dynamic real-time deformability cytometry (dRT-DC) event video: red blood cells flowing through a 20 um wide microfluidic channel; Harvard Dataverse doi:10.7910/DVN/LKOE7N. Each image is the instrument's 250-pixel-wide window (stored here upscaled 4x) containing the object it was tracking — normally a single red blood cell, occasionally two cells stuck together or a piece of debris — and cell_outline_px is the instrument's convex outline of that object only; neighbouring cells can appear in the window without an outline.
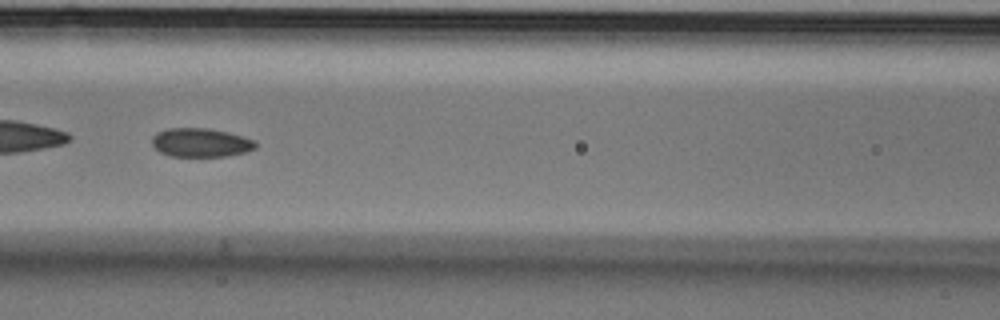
{"species": "Egyptian fruit bat (a non-hibernating species)", "species_latin": "Rousettus aegyptiacus", "temperature_condition": "cold", "stored_images_in_passage": 54, "camera_frame_rate_fps": 3000, "um_per_image_px": 0.085, "animal": {"sex": "male"}, "frame": {"image": 1, "passage_image": 24, "time_ms": 7.667, "image_size_px": [1000, 320], "cell_outline_px": [[256, 148], [244, 152], [228, 156], [168, 156], [160, 152], [152, 144], [152, 136], [156, 132], [168, 128], [208, 128], [228, 132], [256, 140]], "centroid_in_image_um": [17.05, 12.11], "position_along_channel_um": 149.5, "area_um2": 17.46}}
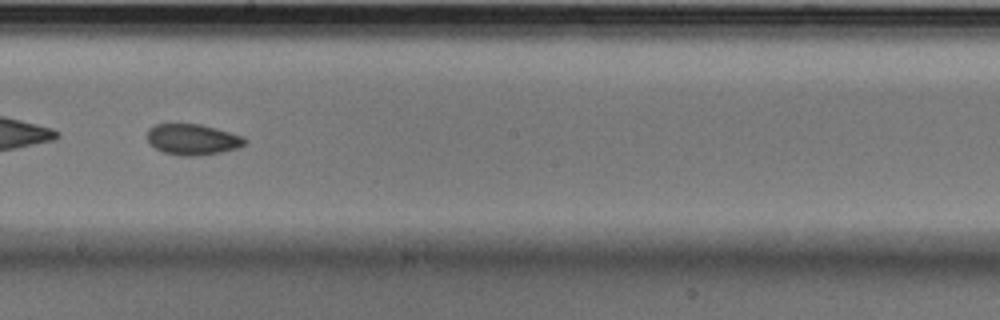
{"frame": {"image": 2, "passage_image": 31, "time_ms": 10.0, "image_size_px": [1000, 320], "cell_outline_px": [[248, 140], [240, 148], [200, 156], [180, 156], [164, 152], [156, 148], [148, 140], [148, 128], [156, 124], [200, 124], [216, 128], [244, 136]], "centroid_in_image_um": [16.42, 11.86], "position_along_channel_um": 231.8, "area_um2": 17.63}, "authors_computed_cell_mechanics": {"area_um2": 18.3804, "velocity_mm_per_s": 3.5393, "shape_relaxation_time_tau1_ms": null, "shape_relaxation_time_tau2_ms": 2.201, "deformation_change_tau1": null, "deformation_change_tau2": 0.0583}}